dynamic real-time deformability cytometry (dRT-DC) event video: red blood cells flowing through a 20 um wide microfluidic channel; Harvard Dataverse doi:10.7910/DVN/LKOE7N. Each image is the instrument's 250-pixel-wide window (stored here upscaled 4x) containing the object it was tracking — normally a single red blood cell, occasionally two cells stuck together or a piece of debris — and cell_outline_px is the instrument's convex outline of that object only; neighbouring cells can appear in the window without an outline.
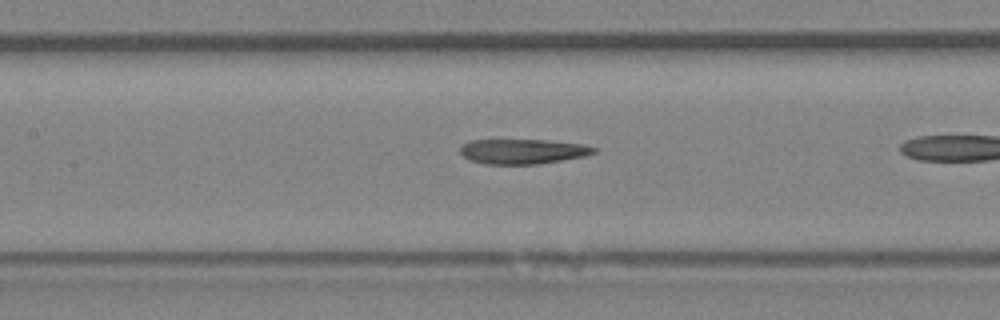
{"species": "Egyptian fruit bat (a non-hibernating species)", "species_latin": "Rousettus aegyptiacus", "temperature_condition": "room temperature", "stored_images_in_passage": 29, "camera_frame_rate_fps": 3000, "um_per_image_px": 0.085, "animal": {"sex": "female"}, "frame": {"image": 1, "passage_image": 21, "time_ms": 6.667, "image_size_px": [1000, 320], "cell_outline_px": [[596, 152], [584, 156], [540, 164], [484, 164], [472, 160], [464, 156], [460, 152], [460, 144], [468, 140], [548, 140], [584, 144], [596, 148]], "centroid_in_image_um": [44.42, 12.86], "position_along_channel_um": 163.0, "area_um2": 19.48}}